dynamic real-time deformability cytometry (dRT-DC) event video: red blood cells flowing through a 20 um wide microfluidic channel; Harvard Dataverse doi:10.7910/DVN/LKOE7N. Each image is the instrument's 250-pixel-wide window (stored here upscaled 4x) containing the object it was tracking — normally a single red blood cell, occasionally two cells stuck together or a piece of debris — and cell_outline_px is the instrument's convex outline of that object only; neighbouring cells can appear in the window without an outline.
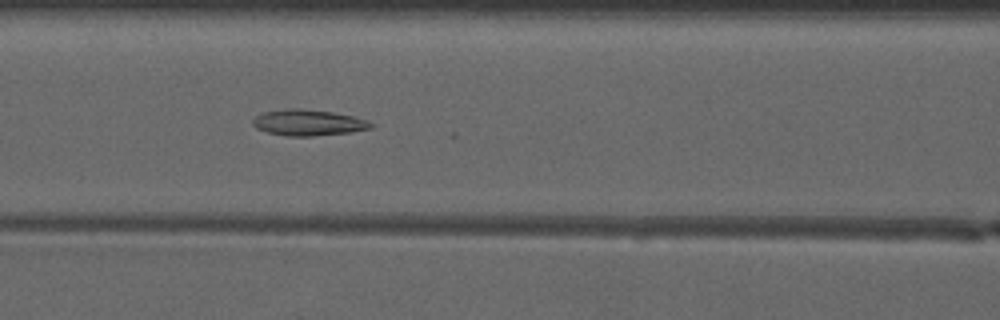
{"species": "common noctule bat (a hibernating species)", "species_latin": "Nyctalus noctula", "temperature_condition": "warm", "stored_images_in_passage": 50, "camera_frame_rate_fps": 3000, "um_per_image_px": 0.085, "animal": {"sex": "male", "forearm_length_mm": 52.5}, "frame": {"image": 1, "passage_image": 23, "time_ms": 7.333, "image_size_px": [1000, 320], "cell_outline_px": [[372, 128], [352, 132], [312, 136], [284, 136], [268, 132], [256, 128], [252, 124], [252, 120], [256, 116], [264, 112], [284, 108], [300, 108], [332, 112], [352, 116], [368, 120], [372, 124]], "centroid_in_image_um": [26.18, 10.42], "position_along_channel_um": 140.4, "area_um2": 17.98}}
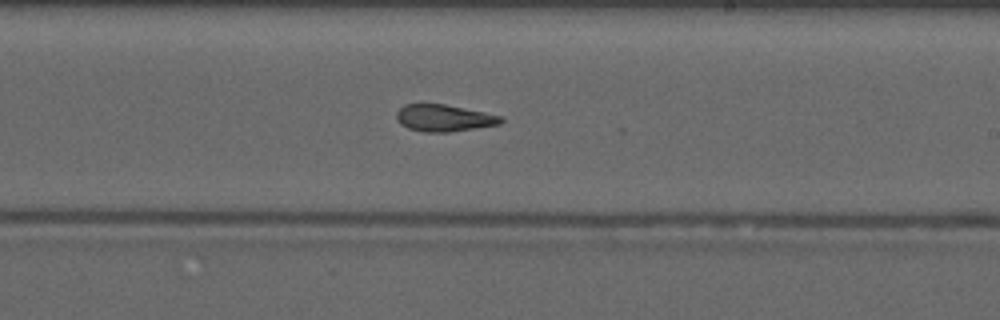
{"frame": {"image": 2, "passage_image": 31, "time_ms": 10.0, "image_size_px": [1000, 320], "cell_outline_px": [[504, 120], [500, 124], [448, 132], [424, 132], [408, 128], [400, 124], [396, 120], [396, 112], [404, 104], [444, 104], [504, 116]], "centroid_in_image_um": [37.72, 10.03], "position_along_channel_um": 251.3, "area_um2": 16.36}}
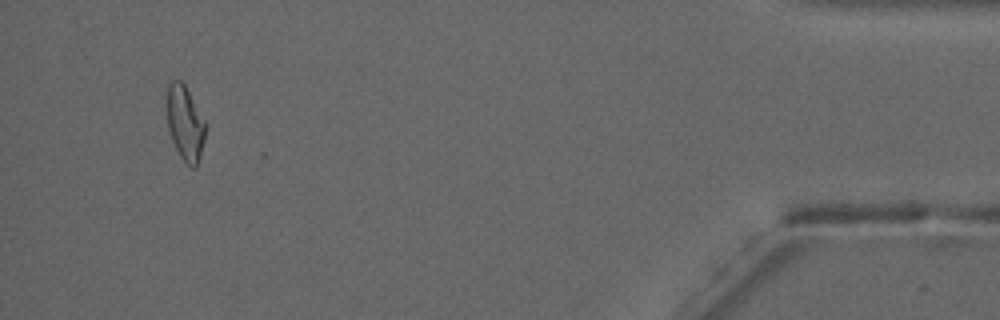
{"frame": {"image": 3, "passage_image": 48, "time_ms": 15.667, "image_size_px": [1000, 320], "cell_outline_px": [[204, 140], [196, 168], [192, 168], [180, 156], [172, 140], [168, 128], [168, 84], [172, 80], [180, 80], [184, 84], [204, 120]], "centroid_in_image_um": [15.72, 10.48], "position_along_channel_um": 419.5, "area_um2": 16.13}, "authors_computed_cell_mechanics": {"area_um2": 17.9469, "velocity_mm_per_s": 4.1738, "shape_relaxation_time_tau1_ms": null, "shape_relaxation_time_tau2_ms": 2.1775, "deformation_change_tau1": null, "deformation_change_tau2": 0.1094}}